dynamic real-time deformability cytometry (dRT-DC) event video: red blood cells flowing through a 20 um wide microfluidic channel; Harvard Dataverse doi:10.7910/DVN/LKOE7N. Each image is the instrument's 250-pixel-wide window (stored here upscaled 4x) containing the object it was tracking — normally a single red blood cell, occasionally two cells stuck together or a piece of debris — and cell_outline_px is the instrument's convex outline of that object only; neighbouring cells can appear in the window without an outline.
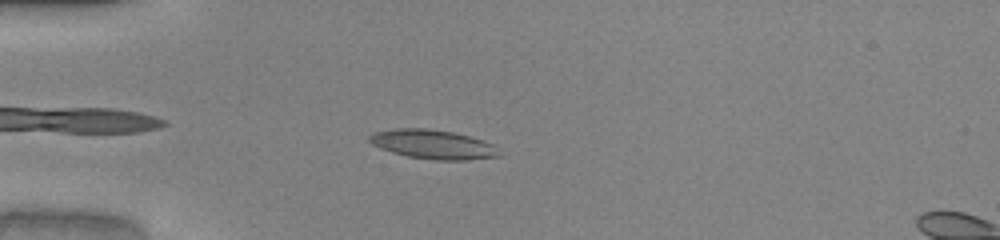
{"species": "common noctule bat (a hibernating species)", "species_latin": "Nyctalus noctula", "temperature_condition": "warm", "stored_images_in_passage": 37, "camera_frame_rate_fps": 3000, "um_per_image_px": 0.085, "animal": {"sex": "male", "body_mass_g": 20.0, "forearm_length_mm": 53.3}, "frame": {"image": 1, "passage_image": 1, "time_ms": 0.0, "image_size_px": [1000, 240], "cell_outline_px": [[500, 156], [468, 160], [436, 160], [408, 156], [392, 152], [380, 148], [372, 144], [368, 140], [368, 136], [376, 132], [396, 128], [424, 128], [452, 132], [484, 140], [492, 144]], "centroid_in_image_um": [36.77, 12.27], "position_along_channel_um": 48.2, "area_um2": 21.79}}
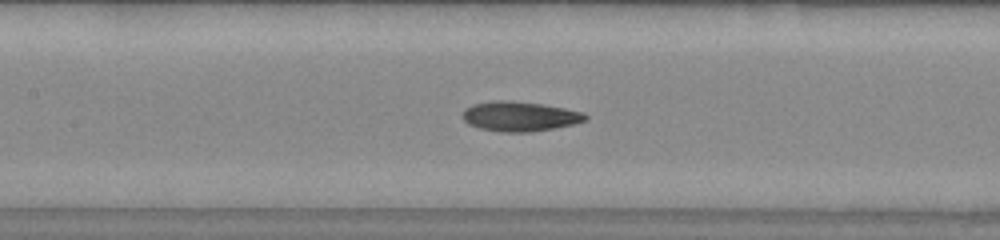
{"frame": {"image": 2, "passage_image": 11, "time_ms": 3.333, "image_size_px": [1000, 240], "cell_outline_px": [[588, 116], [584, 120], [572, 124], [532, 132], [500, 132], [480, 128], [468, 124], [464, 120], [464, 108], [472, 104], [492, 100], [512, 100], [544, 104], [584, 112]], "centroid_in_image_um": [44.15, 9.87], "position_along_channel_um": 163.3, "area_um2": 21.33}}
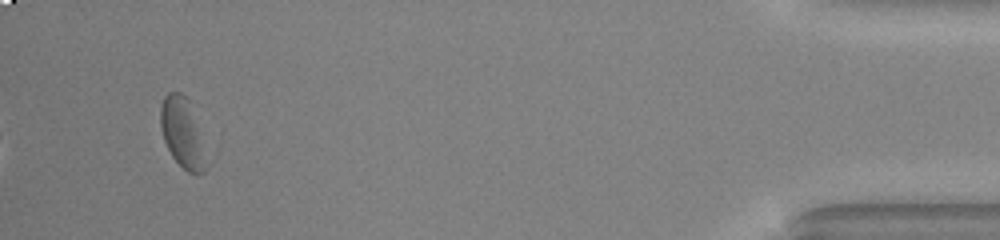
{"frame": {"image": 3, "passage_image": 35, "time_ms": 11.333, "image_size_px": [1000, 240], "cell_outline_px": [[208, 168], [204, 172], [196, 176], [188, 172], [172, 156], [164, 140], [160, 128], [160, 108], [164, 96], [168, 92], [180, 92], [188, 96], [208, 164]], "centroid_in_image_um": [15.5, 11.3], "position_along_channel_um": 419.7, "area_um2": 18.55}, "authors_computed_cell_mechanics": {"area_um2": 20.9236, "velocity_mm_per_s": 4.0653, "shape_relaxation_time_tau1_ms": 3.8711, "shape_relaxation_time_tau2_ms": 5.8824, "deformation_change_tau1": 0.1065, "deformation_change_tau2": 0.1444}}